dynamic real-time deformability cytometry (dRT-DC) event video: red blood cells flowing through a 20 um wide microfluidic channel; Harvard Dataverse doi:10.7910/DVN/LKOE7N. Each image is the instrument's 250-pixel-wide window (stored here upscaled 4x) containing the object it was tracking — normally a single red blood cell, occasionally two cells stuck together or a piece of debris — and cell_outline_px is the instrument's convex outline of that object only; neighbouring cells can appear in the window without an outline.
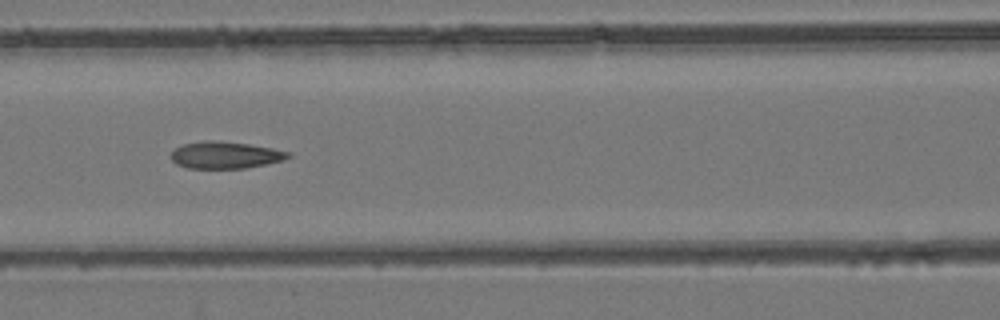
{"species": "common noctule bat (a hibernating species)", "species_latin": "Nyctalus noctula", "temperature_condition": "room temperature", "stored_images_in_passage": 8, "camera_frame_rate_fps": 3000, "um_per_image_px": 0.085, "animal": {"sex": "female", "body_mass_g": 24.6, "forearm_length_mm": 56.2}, "frame": {"image": 1, "passage_image": 7, "time_ms": 7.667, "image_size_px": [1000, 320], "cell_outline_px": [[292, 156], [284, 160], [244, 168], [188, 168], [176, 164], [172, 160], [172, 152], [176, 148], [184, 144], [204, 140], [216, 140], [248, 144], [272, 148], [288, 152]], "centroid_in_image_um": [19.14, 13.17], "position_along_channel_um": 147.5, "area_um2": 18.21}}
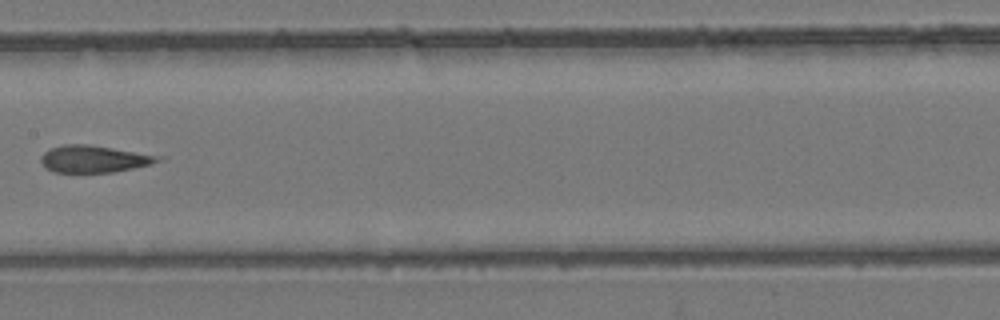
{"frame": {"image": 2, "passage_image": 8, "time_ms": 9.0, "image_size_px": [1000, 320], "cell_outline_px": [[168, 156], [164, 160], [152, 164], [112, 172], [52, 172], [44, 168], [40, 160], [40, 156], [44, 152], [52, 148], [64, 144], [88, 144]], "centroid_in_image_um": [8.05, 13.5], "position_along_channel_um": 199.3, "area_um2": 18.84}}